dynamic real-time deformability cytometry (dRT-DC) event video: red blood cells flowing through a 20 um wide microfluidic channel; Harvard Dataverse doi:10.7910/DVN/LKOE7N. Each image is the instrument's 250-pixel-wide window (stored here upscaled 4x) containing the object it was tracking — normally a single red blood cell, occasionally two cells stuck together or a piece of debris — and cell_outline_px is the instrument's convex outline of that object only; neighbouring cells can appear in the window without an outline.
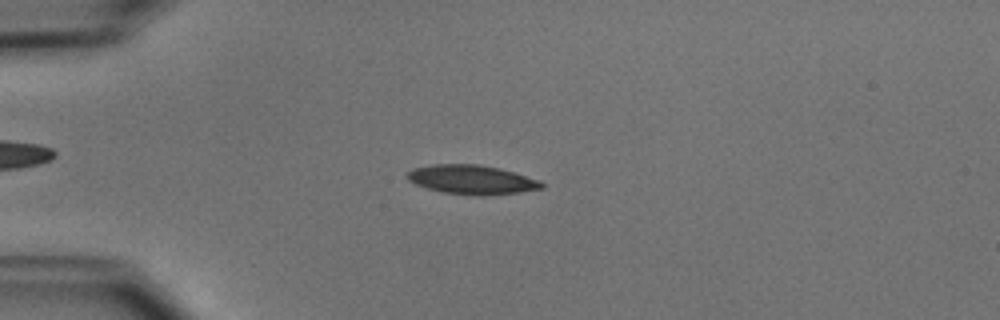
{"species": "common noctule bat (a hibernating species)", "species_latin": "Nyctalus noctula", "temperature_condition": "cold", "stored_images_in_passage": 51, "camera_frame_rate_fps": 3000, "um_per_image_px": 0.085, "animal": {"sex": "male", "body_mass_g": 15.6}, "frame": {"image": 1, "passage_image": 13, "time_ms": 4.0, "image_size_px": [1000, 320], "cell_outline_px": [[544, 188], [520, 192], [484, 196], [476, 196], [440, 192], [416, 184], [408, 180], [408, 172], [412, 168], [432, 164], [480, 164], [500, 168], [540, 180], [544, 184]], "centroid_in_image_um": [40.12, 15.27], "position_along_channel_um": 44.9, "area_um2": 23.0}}
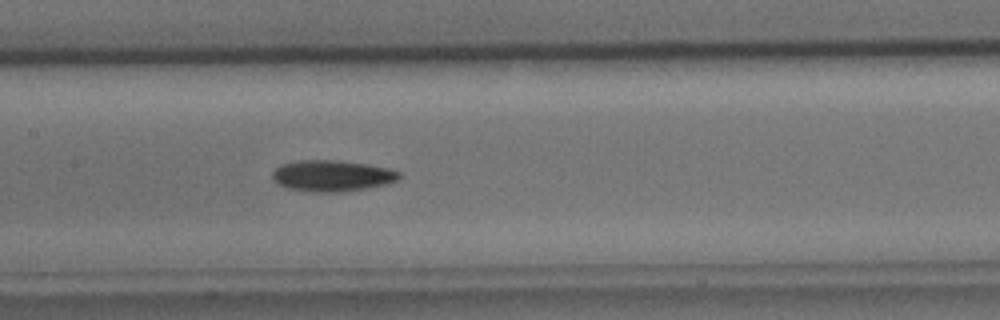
{"frame": {"image": 2, "passage_image": 25, "time_ms": 8.0, "image_size_px": [1000, 320], "cell_outline_px": [[400, 176], [396, 180], [388, 184], [364, 188], [336, 192], [312, 192], [288, 188], [276, 184], [272, 176], [272, 172], [280, 164], [300, 160], [336, 160], [364, 164], [388, 168], [400, 172]], "centroid_in_image_um": [28.18, 14.94], "position_along_channel_um": 179.2, "area_um2": 22.89}}
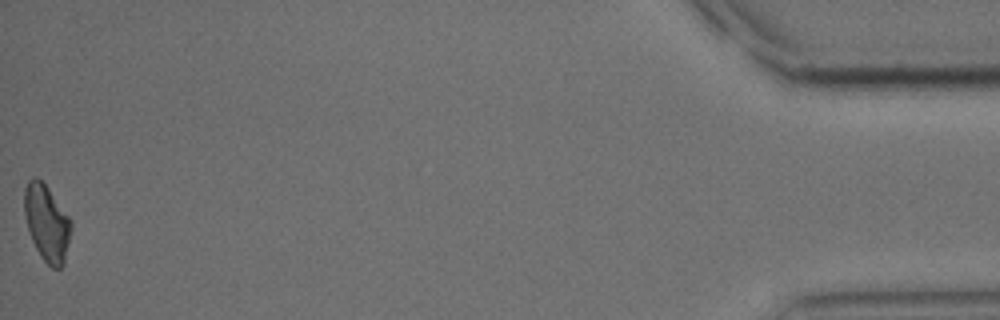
{"frame": {"image": 3, "passage_image": 51, "time_ms": 16.667, "image_size_px": [1000, 320], "cell_outline_px": [[72, 228], [64, 264], [60, 268], [52, 268], [40, 256], [32, 240], [28, 228], [24, 212], [24, 188], [28, 180], [32, 176], [36, 176], [48, 188], [72, 220]], "centroid_in_image_um": [3.98, 18.94], "position_along_channel_um": 431.2, "area_um2": 20.87}, "authors_computed_cell_mechanics": {"area_um2": 21.3282, "velocity_mm_per_s": 3.9439, "shape_relaxation_time_tau1_ms": 3.2947, "shape_relaxation_time_tau2_ms": null, "deformation_change_tau1": 0.1362, "deformation_change_tau2": null}}